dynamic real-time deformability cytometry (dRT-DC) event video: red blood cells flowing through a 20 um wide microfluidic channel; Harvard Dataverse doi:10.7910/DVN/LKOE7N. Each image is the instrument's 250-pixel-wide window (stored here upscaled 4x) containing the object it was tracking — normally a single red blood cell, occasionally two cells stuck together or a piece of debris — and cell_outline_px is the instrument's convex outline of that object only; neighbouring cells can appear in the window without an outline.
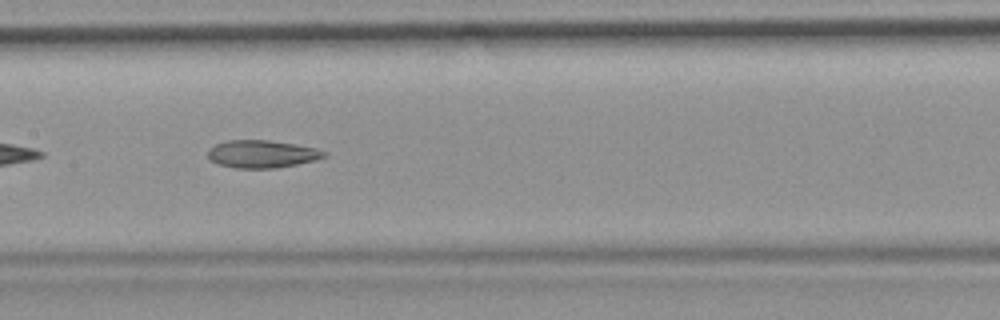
{"species": "common noctule bat (a hibernating species)", "species_latin": "Nyctalus noctula", "temperature_condition": "room temperature", "stored_images_in_passage": 39, "camera_frame_rate_fps": 3000, "um_per_image_px": 0.085, "animal": {"sex": "female", "body_mass_g": 19.9}, "frame": {"image": 1, "passage_image": 12, "time_ms": 3.667, "image_size_px": [1000, 320], "cell_outline_px": [[328, 156], [316, 160], [276, 168], [236, 168], [216, 164], [208, 156], [208, 148], [216, 144], [228, 140], [268, 140], [296, 144], [316, 148], [328, 152]], "centroid_in_image_um": [22.29, 13.09], "position_along_channel_um": 185.1, "area_um2": 18.84}, "authors_computed_cell_mechanics": {"area_um2": 19.652, "velocity_mm_per_s": 3.7933, "shape_relaxation_time_tau1_ms": null, "shape_relaxation_time_tau2_ms": 6.4021, "deformation_change_tau1": null, "deformation_change_tau2": 0.1559}}